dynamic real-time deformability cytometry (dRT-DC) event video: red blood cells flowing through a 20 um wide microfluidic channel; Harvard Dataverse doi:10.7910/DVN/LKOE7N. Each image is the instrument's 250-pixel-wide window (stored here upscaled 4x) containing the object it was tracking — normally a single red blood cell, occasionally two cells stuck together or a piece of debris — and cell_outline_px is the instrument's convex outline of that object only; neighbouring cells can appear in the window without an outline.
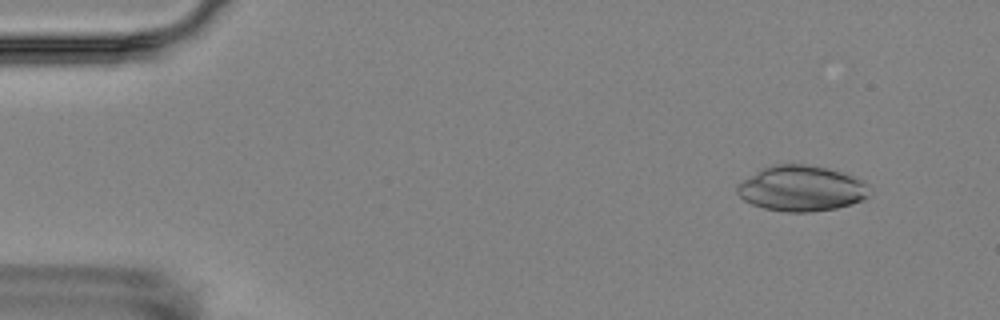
{"species": "Egyptian fruit bat (a non-hibernating species)", "species_latin": "Rousettus aegyptiacus", "temperature_condition": "room temperature", "stored_images_in_passage": 4, "camera_frame_rate_fps": 3000, "um_per_image_px": 0.085, "animal": {"sex": "female"}, "frame": {"image": 1, "passage_image": 1, "time_ms": 0.0, "image_size_px": [1000, 320], "cell_outline_px": [[872, 192], [864, 200], [852, 204], [836, 208], [808, 212], [788, 212], [764, 208], [752, 204], [744, 200], [736, 192], [736, 188], [744, 180], [756, 172], [772, 164], [804, 164], [828, 168], [844, 172], [856, 176], [864, 180], [872, 188]], "centroid_in_image_um": [68.21, 16.01], "position_along_channel_um": 16.8, "area_um2": 35.37}}
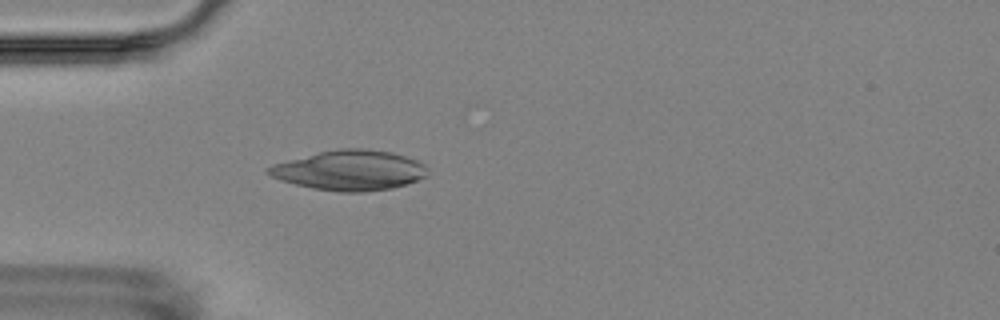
{"frame": {"image": 2, "passage_image": 4, "time_ms": 3.667, "image_size_px": [1000, 320], "cell_outline_px": [[428, 176], [392, 188], [364, 192], [340, 192], [312, 188], [280, 180], [264, 172], [264, 168], [272, 164], [320, 152], [340, 148], [360, 148], [392, 152], [416, 160], [424, 164], [428, 168]], "centroid_in_image_um": [29.71, 14.48], "position_along_channel_um": 55.3, "area_um2": 37.05}}